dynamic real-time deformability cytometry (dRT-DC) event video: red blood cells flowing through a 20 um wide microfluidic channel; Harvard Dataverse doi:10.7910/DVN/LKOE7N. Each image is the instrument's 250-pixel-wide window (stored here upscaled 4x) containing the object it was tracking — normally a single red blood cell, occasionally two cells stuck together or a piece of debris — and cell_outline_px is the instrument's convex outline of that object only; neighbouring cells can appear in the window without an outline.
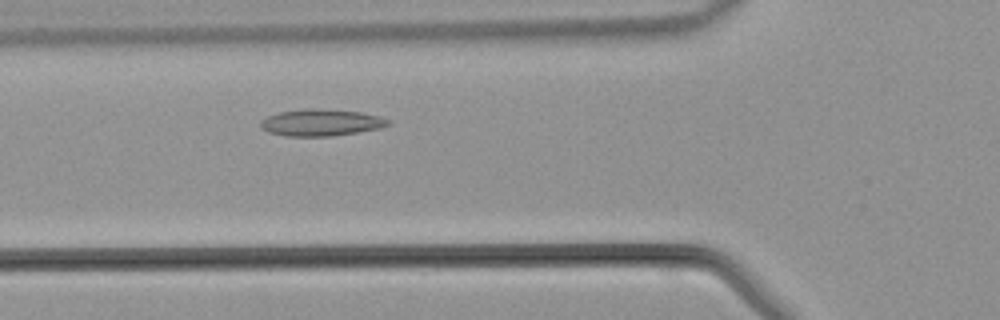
{"species": "common noctule bat (a hibernating species)", "species_latin": "Nyctalus noctula", "temperature_condition": "warm", "stored_images_in_passage": 37, "camera_frame_rate_fps": 3000, "um_per_image_px": 0.085, "animal": {"sex": "male", "body_mass_g": 21.5, "forearm_length_mm": 52.0}, "frame": {"image": 1, "passage_image": 9, "time_ms": 2.667, "image_size_px": [1000, 320], "cell_outline_px": [[392, 124], [380, 128], [360, 132], [332, 136], [284, 136], [268, 132], [260, 128], [260, 120], [268, 116], [280, 112], [304, 108], [320, 108], [360, 112], [380, 116], [392, 120]], "centroid_in_image_um": [27.31, 10.42], "position_along_channel_um": 98.5, "area_um2": 20.23}}
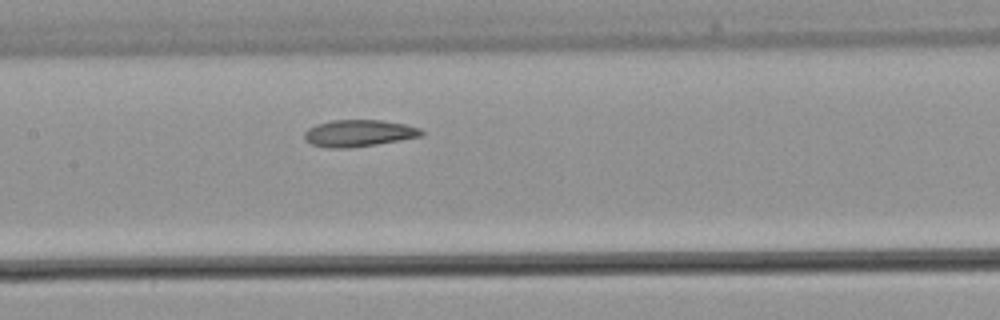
{"frame": {"image": 2, "passage_image": 14, "time_ms": 4.333, "image_size_px": [1000, 320], "cell_outline_px": [[424, 136], [376, 144], [348, 148], [328, 148], [312, 144], [304, 136], [304, 132], [308, 128], [316, 124], [332, 120], [380, 120], [404, 124], [420, 128], [424, 132]], "centroid_in_image_um": [30.51, 11.32], "position_along_channel_um": 176.9, "area_um2": 18.21}}
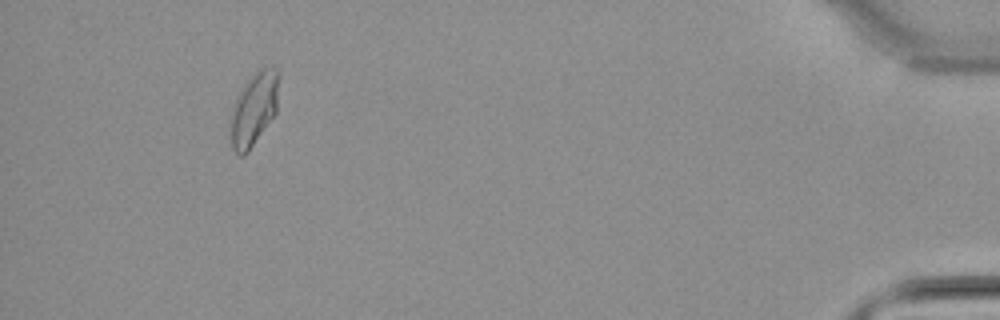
{"frame": {"image": 3, "passage_image": 34, "time_ms": 11.0, "image_size_px": [1000, 320], "cell_outline_px": [[280, 76], [276, 112], [248, 152], [244, 156], [240, 156], [232, 148], [228, 128], [228, 116], [236, 96], [240, 88], [260, 68], [272, 64], [280, 72]], "centroid_in_image_um": [21.55, 9.24], "position_along_channel_um": 413.7, "area_um2": 21.44}}